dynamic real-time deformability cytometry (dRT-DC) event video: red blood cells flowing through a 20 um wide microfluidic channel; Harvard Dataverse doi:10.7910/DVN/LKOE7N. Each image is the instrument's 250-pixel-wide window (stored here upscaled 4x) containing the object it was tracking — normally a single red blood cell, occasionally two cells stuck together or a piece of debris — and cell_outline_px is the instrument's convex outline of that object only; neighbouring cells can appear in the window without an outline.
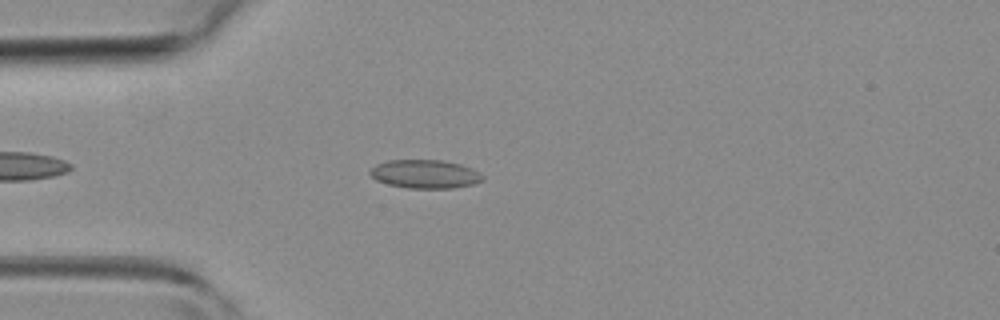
{"species": "common noctule bat (a hibernating species)", "species_latin": "Nyctalus noctula", "temperature_condition": "room temperature", "stored_images_in_passage": 2, "camera_frame_rate_fps": 3000, "um_per_image_px": 0.085, "animal": {"sex": "female", "body_mass_g": 19.3, "forearm_length_mm": 54.1}, "frame": {"image": 1, "passage_image": 2, "time_ms": 2.0, "image_size_px": [1000, 320], "cell_outline_px": [[484, 180], [472, 184], [452, 188], [408, 188], [388, 184], [376, 180], [368, 172], [376, 164], [388, 160], [444, 160], [460, 164], [472, 168], [480, 172], [484, 176]], "centroid_in_image_um": [36.14, 14.79], "position_along_channel_um": 48.9, "area_um2": 18.79}}